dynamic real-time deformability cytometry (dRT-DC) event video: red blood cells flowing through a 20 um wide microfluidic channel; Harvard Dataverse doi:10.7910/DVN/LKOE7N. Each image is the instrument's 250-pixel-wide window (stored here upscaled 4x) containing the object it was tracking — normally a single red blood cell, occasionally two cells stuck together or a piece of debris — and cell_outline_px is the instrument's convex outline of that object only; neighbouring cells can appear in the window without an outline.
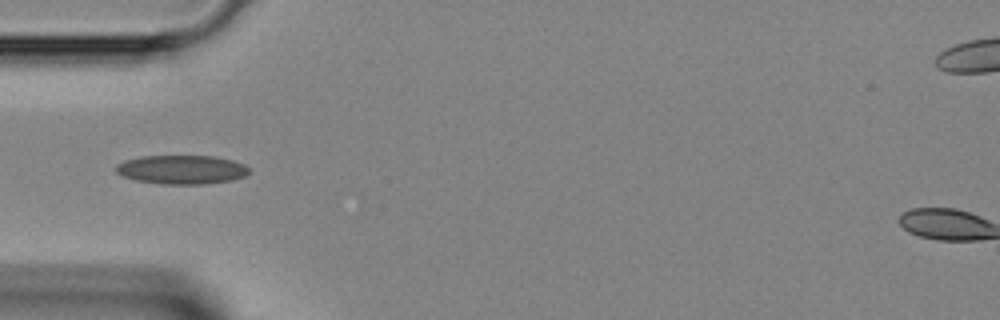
{"species": "Egyptian fruit bat (a non-hibernating species)", "species_latin": "Rousettus aegyptiacus", "temperature_condition": "room temperature", "stored_images_in_passage": 24, "camera_frame_rate_fps": 3000, "um_per_image_px": 0.085, "animal": {"sex": "female"}, "frame": {"image": 1, "passage_image": 1, "time_ms": 0.0, "image_size_px": [1000, 320], "cell_outline_px": [[248, 172], [244, 176], [232, 180], [204, 184], [160, 184], [136, 180], [124, 176], [116, 172], [116, 164], [124, 160], [140, 156], [212, 156], [232, 160], [244, 164], [248, 168]], "centroid_in_image_um": [15.41, 14.41], "position_along_channel_um": 69.6, "area_um2": 22.37}}
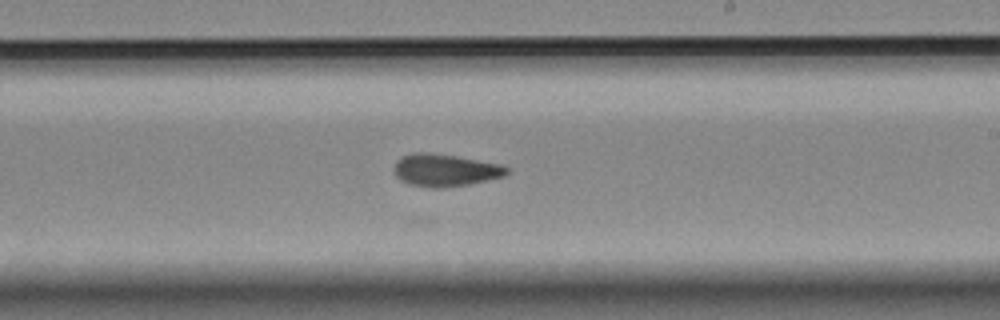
{"frame": {"image": 2, "passage_image": 13, "time_ms": 4.0, "image_size_px": [1000, 320], "cell_outline_px": [[508, 172], [504, 176], [468, 184], [444, 188], [432, 188], [408, 184], [400, 180], [392, 172], [392, 168], [396, 160], [412, 152], [428, 152], [456, 156], [504, 164], [508, 168]], "centroid_in_image_um": [37.8, 14.46], "position_along_channel_um": 251.2, "area_um2": 21.56}}
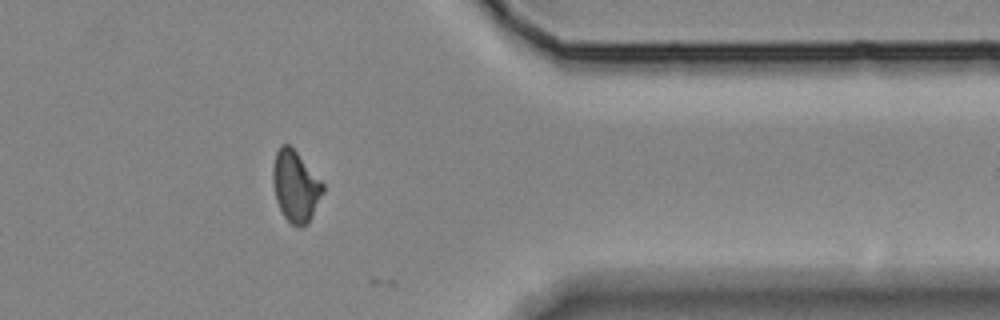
{"frame": {"image": 3, "passage_image": 23, "time_ms": 7.333, "image_size_px": [1000, 320], "cell_outline_px": [[324, 192], [308, 224], [300, 228], [296, 228], [284, 216], [276, 200], [272, 180], [272, 168], [276, 152], [280, 144], [288, 144], [296, 152], [324, 184]], "centroid_in_image_um": [25.11, 15.86], "position_along_channel_um": 386.3, "area_um2": 20.69}}